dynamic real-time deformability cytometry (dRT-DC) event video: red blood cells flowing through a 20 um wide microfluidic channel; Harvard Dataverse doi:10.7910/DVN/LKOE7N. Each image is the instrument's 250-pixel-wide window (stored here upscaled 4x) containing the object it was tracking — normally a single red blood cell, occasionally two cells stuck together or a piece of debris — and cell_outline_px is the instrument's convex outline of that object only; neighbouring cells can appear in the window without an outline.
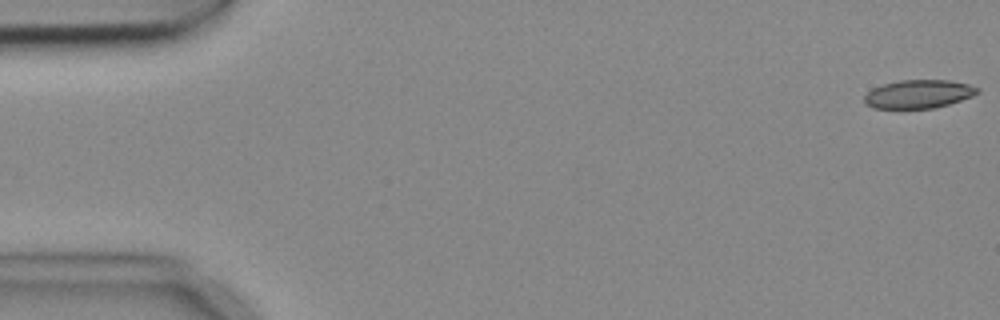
{"species": "common noctule bat (a hibernating species)", "species_latin": "Nyctalus noctula", "temperature_condition": "cold", "stored_images_in_passage": 4, "camera_frame_rate_fps": 3000, "um_per_image_px": 0.085, "animal": {"sex": "female", "body_mass_g": 18.4}, "frame": {"image": 1, "passage_image": 1, "time_ms": 0.0, "image_size_px": [1000, 320], "cell_outline_px": [[980, 92], [972, 96], [948, 104], [932, 108], [872, 108], [864, 104], [864, 96], [872, 88], [884, 84], [900, 80], [948, 80], [968, 84], [980, 88]], "centroid_in_image_um": [78.06, 7.99], "position_along_channel_um": 6.9, "area_um2": 18.67}}
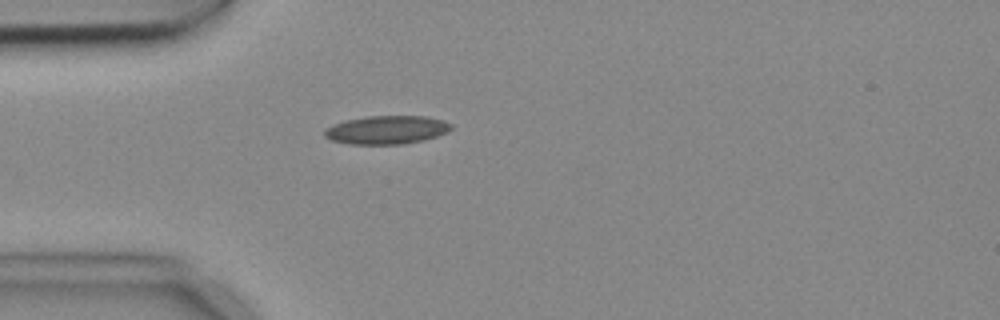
{"frame": {"image": 2, "passage_image": 4, "time_ms": 1.0, "image_size_px": [1000, 320], "cell_outline_px": [[452, 128], [436, 136], [424, 140], [400, 144], [348, 144], [332, 140], [324, 136], [324, 128], [332, 124], [344, 120], [368, 116], [424, 116], [444, 120], [452, 124]], "centroid_in_image_um": [32.82, 11.03], "position_along_channel_um": 52.2, "area_um2": 20.98}}